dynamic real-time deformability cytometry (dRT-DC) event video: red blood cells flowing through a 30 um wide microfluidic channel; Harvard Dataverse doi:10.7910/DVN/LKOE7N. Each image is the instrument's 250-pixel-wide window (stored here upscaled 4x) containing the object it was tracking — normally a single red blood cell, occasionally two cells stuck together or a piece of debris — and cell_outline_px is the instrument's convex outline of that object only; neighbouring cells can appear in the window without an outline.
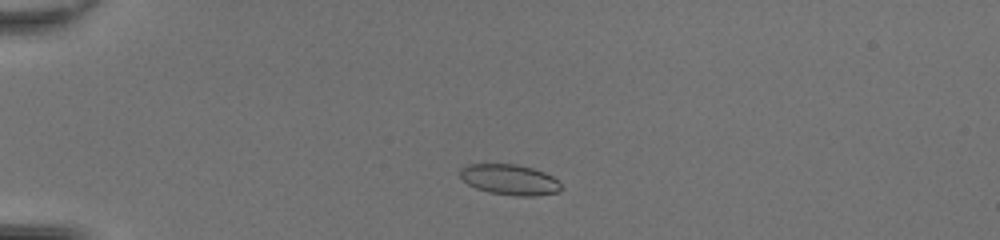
{"species": "common noctule bat (a hibernating species)", "species_latin": "Nyctalus noctula", "temperature_condition": "room temperature", "stored_images_in_passage": 45, "camera_frame_rate_fps": 3000, "um_per_image_px": 0.085, "animal": {"sex": "female", "body_mass_g": 20.0, "forearm_length_mm": 54.0}, "frame": {"image": 1, "passage_image": 9, "time_ms": 2.667, "image_size_px": [1000, 240], "cell_outline_px": [[564, 188], [556, 192], [536, 196], [516, 196], [488, 192], [476, 188], [468, 184], [460, 176], [460, 168], [468, 164], [516, 164], [532, 168], [544, 172], [560, 180]], "centroid_in_image_um": [43.36, 15.27], "position_along_channel_um": 41.6, "area_um2": 18.15}}
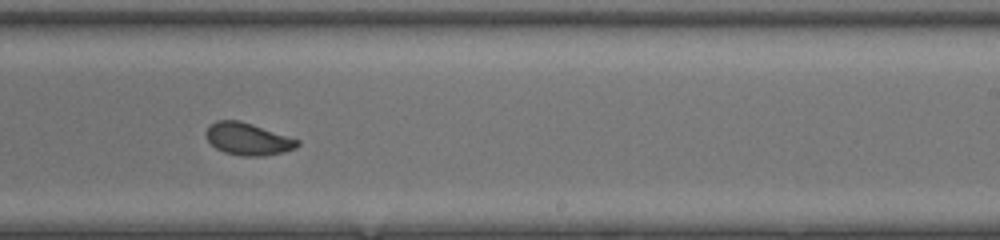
{"frame": {"image": 2, "passage_image": 28, "time_ms": 9.0, "image_size_px": [1000, 240], "cell_outline_px": [[300, 144], [296, 148], [284, 152], [264, 156], [244, 156], [224, 152], [216, 148], [208, 140], [204, 132], [216, 120], [240, 120], [300, 140]], "centroid_in_image_um": [21.09, 11.82], "position_along_channel_um": 267.9, "area_um2": 17.11}}
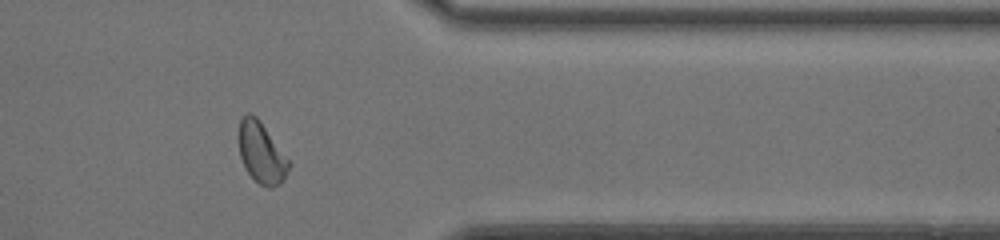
{"frame": {"image": 3, "passage_image": 37, "time_ms": 12.0, "image_size_px": [1000, 240], "cell_outline_px": [[292, 164], [280, 184], [268, 188], [260, 184], [248, 172], [240, 156], [236, 136], [240, 120], [248, 112], [256, 116], [260, 120]], "centroid_in_image_um": [22.19, 12.95], "position_along_channel_um": 389.2, "area_um2": 17.86}, "authors_computed_cell_mechanics": {"area_um2": 18.0336, "velocity_mm_per_s": 4.3356, "shape_relaxation_time_tau1_ms": 4.1154, "shape_relaxation_time_tau2_ms": 1.1235, "deformation_change_tau1": 0.1263, "deformation_change_tau2": 0.0643}}